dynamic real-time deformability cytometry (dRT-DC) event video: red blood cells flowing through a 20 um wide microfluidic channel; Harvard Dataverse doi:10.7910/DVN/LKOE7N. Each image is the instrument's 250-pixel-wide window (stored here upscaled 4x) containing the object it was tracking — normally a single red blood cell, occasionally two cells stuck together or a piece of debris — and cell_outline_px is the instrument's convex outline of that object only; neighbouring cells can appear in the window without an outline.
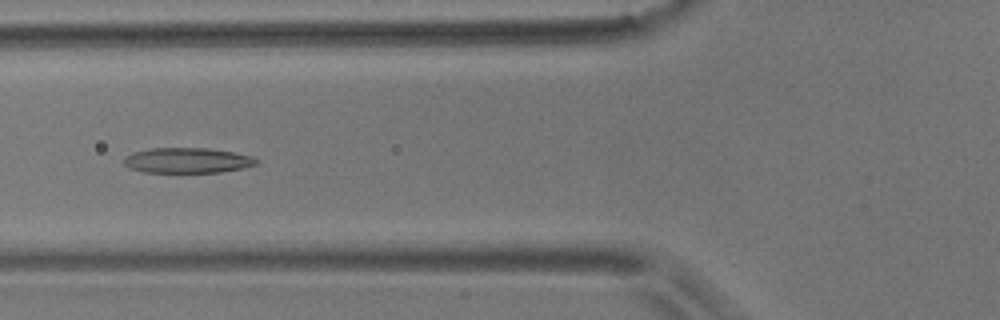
{"species": "common noctule bat (a hibernating species)", "species_latin": "Nyctalus noctula", "temperature_condition": "room temperature", "stored_images_in_passage": 8, "camera_frame_rate_fps": 3000, "um_per_image_px": 0.085, "animal": {"sex": "male", "body_mass_g": 17.9}, "frame": {"image": 1, "passage_image": 5, "time_ms": 1.333, "image_size_px": [1000, 320], "cell_outline_px": [[260, 160], [256, 164], [244, 168], [220, 172], [144, 172], [128, 168], [124, 164], [124, 156], [132, 152], [148, 148], [208, 148], [232, 152], [252, 156]], "centroid_in_image_um": [15.9, 13.63], "position_along_channel_um": 109.9, "area_um2": 19.65}}
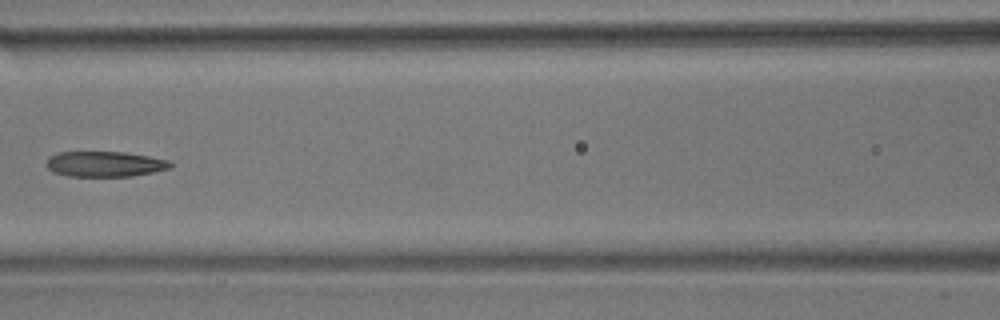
{"frame": {"image": 2, "passage_image": 6, "time_ms": 1.667, "image_size_px": [1000, 320], "cell_outline_px": [[172, 168], [156, 172], [132, 176], [68, 176], [52, 172], [44, 164], [48, 156], [56, 152], [124, 152], [148, 156], [168, 160], [172, 164]], "centroid_in_image_um": [8.88, 13.94], "position_along_channel_um": 157.7, "area_um2": 18.61}}
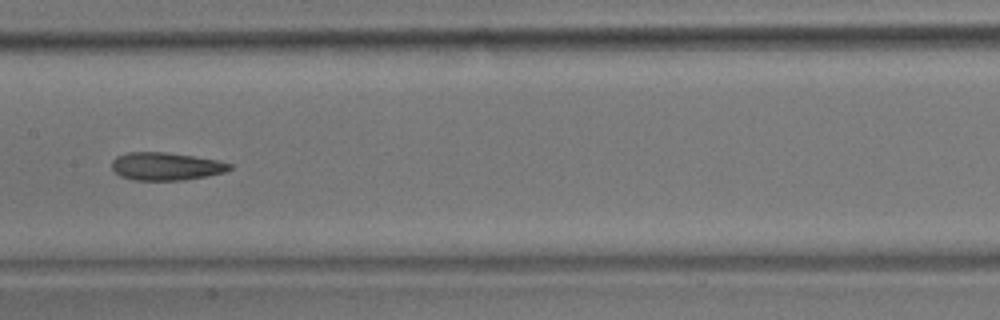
{"frame": {"image": 3, "passage_image": 7, "time_ms": 2.0, "image_size_px": [1000, 320], "cell_outline_px": [[232, 168], [224, 172], [184, 180], [132, 180], [120, 176], [112, 168], [112, 160], [116, 156], [128, 152], [164, 152], [192, 156], [216, 160], [232, 164]], "centroid_in_image_um": [14.07, 14.14], "position_along_channel_um": 193.3, "area_um2": 18.96}}